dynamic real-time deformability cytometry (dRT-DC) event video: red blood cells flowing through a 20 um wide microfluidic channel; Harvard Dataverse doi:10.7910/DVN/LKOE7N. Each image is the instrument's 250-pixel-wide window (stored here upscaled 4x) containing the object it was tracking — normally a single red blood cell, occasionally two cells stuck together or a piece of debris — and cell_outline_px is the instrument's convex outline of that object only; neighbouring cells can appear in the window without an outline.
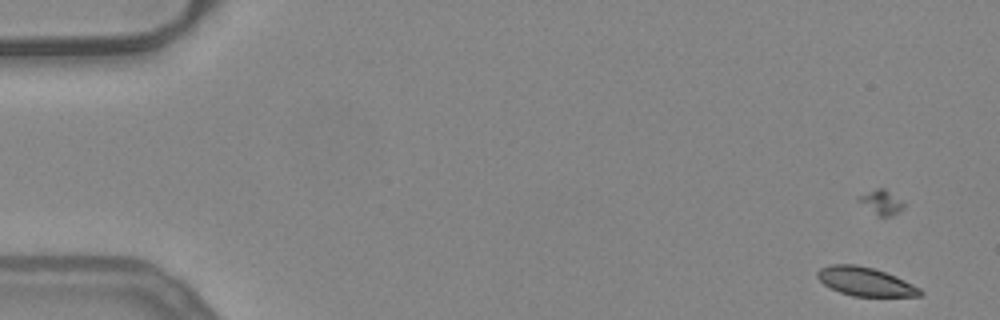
{"species": "common noctule bat (a hibernating species)", "species_latin": "Nyctalus noctula", "temperature_condition": "warm", "stored_images_in_passage": 12, "camera_frame_rate_fps": 3000, "um_per_image_px": 0.085, "animal": {"sex": "female", "body_mass_g": 24.6, "forearm_length_mm": 56.2}, "frame": {"image": 1, "passage_image": 4, "time_ms": 1.0, "image_size_px": [1000, 320], "cell_outline_px": [[924, 292], [920, 296], [852, 296], [840, 292], [824, 284], [816, 276], [816, 272], [820, 268], [828, 264], [856, 264], [872, 268], [896, 276], [920, 288]], "centroid_in_image_um": [73.53, 23.92], "position_along_channel_um": 11.5, "area_um2": 17.11}}